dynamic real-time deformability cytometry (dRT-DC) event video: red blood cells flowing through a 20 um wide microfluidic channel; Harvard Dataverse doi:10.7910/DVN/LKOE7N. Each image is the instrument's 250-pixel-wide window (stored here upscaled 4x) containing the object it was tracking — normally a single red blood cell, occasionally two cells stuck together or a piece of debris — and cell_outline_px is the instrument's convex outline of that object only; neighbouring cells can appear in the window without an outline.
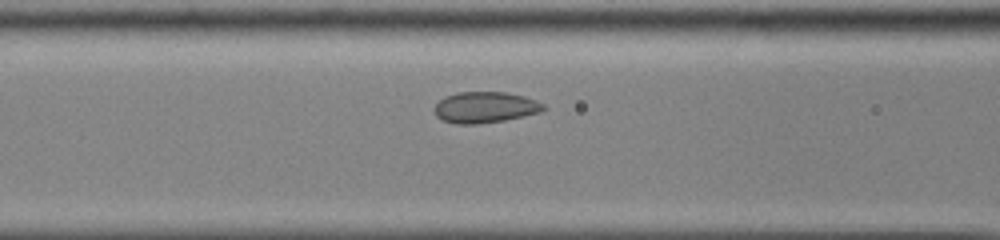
{"species": "common noctule bat (a hibernating species)", "species_latin": "Nyctalus noctula", "temperature_condition": "cold", "stored_images_in_passage": 25, "camera_frame_rate_fps": 3000, "um_per_image_px": 0.085, "animal": {"sex": "male", "body_mass_g": 13.0, "forearm_length_mm": 53.1}, "frame": {"image": 1, "passage_image": 10, "time_ms": 3.0, "image_size_px": [1000, 240], "cell_outline_px": [[544, 108], [540, 112], [524, 116], [504, 120], [476, 124], [456, 124], [440, 120], [436, 116], [432, 108], [444, 96], [456, 92], [504, 92], [524, 96], [536, 100], [544, 104]], "centroid_in_image_um": [41.17, 9.12], "position_along_channel_um": 125.4, "area_um2": 19.88}}
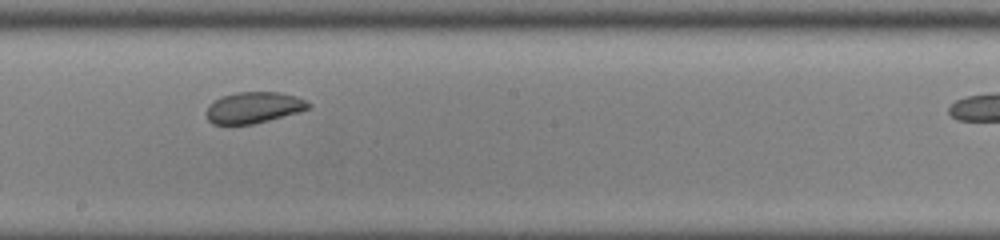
{"frame": {"image": 2, "passage_image": 18, "time_ms": 5.667, "image_size_px": [1000, 240], "cell_outline_px": [[312, 104], [308, 108], [300, 112], [252, 124], [212, 124], [208, 120], [204, 112], [208, 104], [220, 96], [236, 92], [280, 92], [296, 96]], "centroid_in_image_um": [21.51, 9.13], "position_along_channel_um": 226.7, "area_um2": 18.73}}
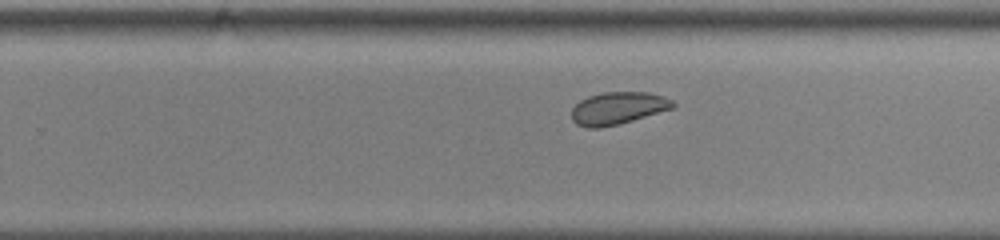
{"frame": {"image": 3, "passage_image": 22, "time_ms": 7.0, "image_size_px": [1000, 240], "cell_outline_px": [[676, 108], [632, 120], [600, 128], [588, 128], [576, 124], [572, 120], [572, 108], [580, 100], [588, 96], [604, 92], [648, 92], [664, 96], [672, 100], [676, 104]], "centroid_in_image_um": [52.54, 9.19], "position_along_channel_um": 277.3, "area_um2": 19.19}}